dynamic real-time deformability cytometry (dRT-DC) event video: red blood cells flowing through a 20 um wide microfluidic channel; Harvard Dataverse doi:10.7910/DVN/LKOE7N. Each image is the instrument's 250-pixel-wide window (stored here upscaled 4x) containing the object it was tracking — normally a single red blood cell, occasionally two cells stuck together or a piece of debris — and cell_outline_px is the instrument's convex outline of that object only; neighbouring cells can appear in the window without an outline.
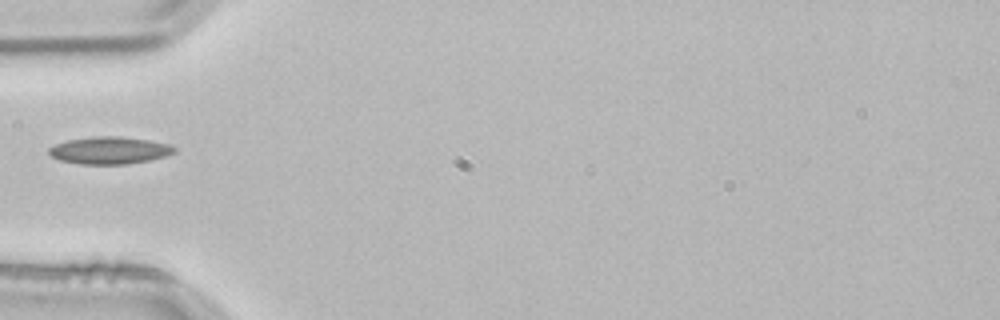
{"species": "common noctule bat (a hibernating species)", "species_latin": "Nyctalus noctula", "temperature_condition": "room temperature", "stored_images_in_passage": 2, "camera_frame_rate_fps": 3000, "um_per_image_px": 0.085, "animal": {"sex": "male", "body_mass_g": 21.5, "forearm_length_mm": 52.0}, "frame": {"image": 1, "passage_image": 2, "time_ms": 0.333, "image_size_px": [1000, 320], "cell_outline_px": [[176, 152], [164, 156], [148, 160], [128, 164], [80, 164], [60, 160], [52, 156], [48, 152], [48, 148], [56, 144], [68, 140], [96, 136], [120, 136], [148, 140], [168, 144], [176, 148]], "centroid_in_image_um": [9.3, 12.78], "position_along_channel_um": 75.7, "area_um2": 19.77}}